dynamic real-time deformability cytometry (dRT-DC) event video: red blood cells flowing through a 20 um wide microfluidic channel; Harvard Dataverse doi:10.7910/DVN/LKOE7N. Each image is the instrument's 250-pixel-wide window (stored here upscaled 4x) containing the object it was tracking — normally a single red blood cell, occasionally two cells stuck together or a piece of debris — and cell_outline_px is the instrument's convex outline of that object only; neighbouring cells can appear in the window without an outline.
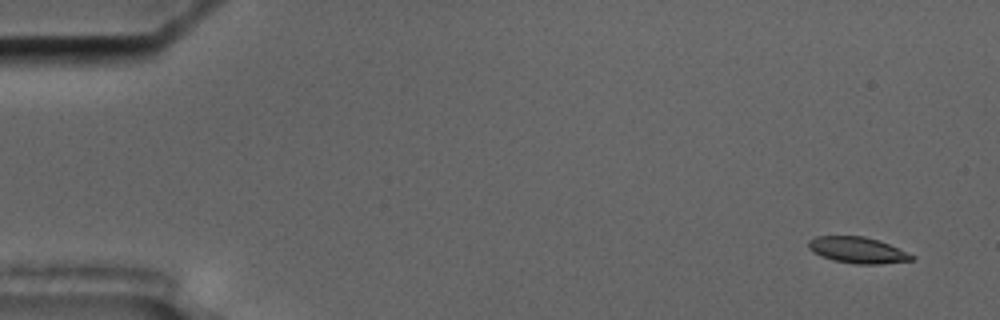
{"species": "common noctule bat (a hibernating species)", "species_latin": "Nyctalus noctula", "temperature_condition": "cold", "stored_images_in_passage": 15, "camera_frame_rate_fps": 3000, "um_per_image_px": 0.085, "animal": {"sex": "male", "body_mass_g": 17.5, "forearm_length_mm": 52.3}, "frame": {"image": 1, "passage_image": 1, "time_ms": 0.0, "image_size_px": [1000, 320], "cell_outline_px": [[916, 256], [912, 260], [880, 264], [856, 264], [832, 260], [820, 256], [808, 248], [808, 240], [816, 236], [864, 236], [888, 244]], "centroid_in_image_um": [72.86, 21.26], "position_along_channel_um": 12.1, "area_um2": 15.66}}
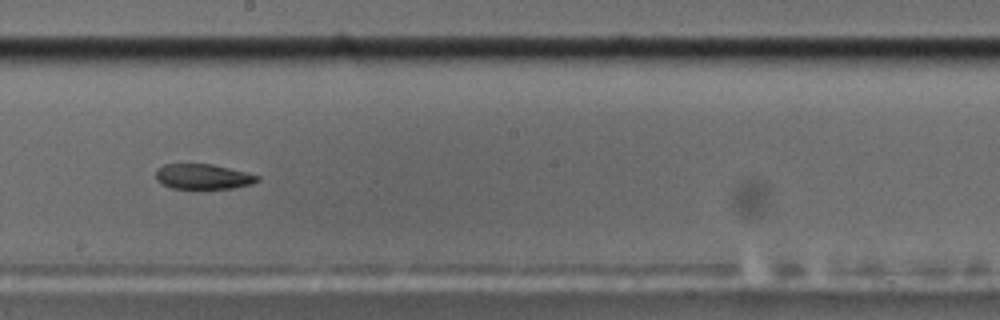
{"frame": {"image": 2, "passage_image": 9, "time_ms": 10.0, "image_size_px": [1000, 320], "cell_outline_px": [[260, 180], [252, 184], [232, 188], [200, 192], [172, 188], [156, 180], [156, 168], [164, 164], [212, 164], [260, 176]], "centroid_in_image_um": [17.24, 15.06], "position_along_channel_um": 231.0, "area_um2": 15.61}}
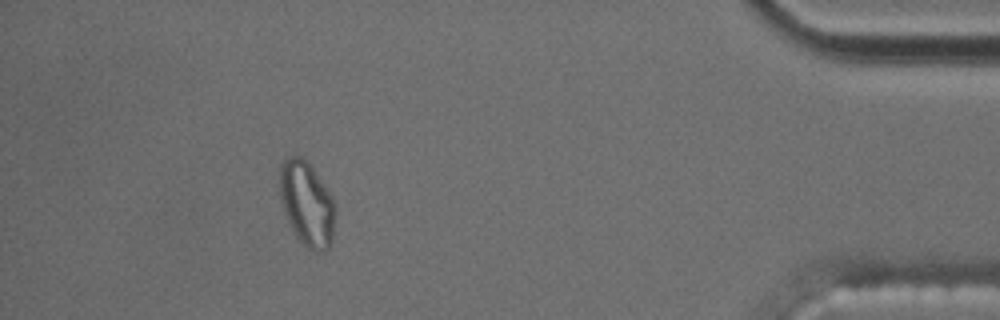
{"frame": {"image": 3, "passage_image": 14, "time_ms": 16.667, "image_size_px": [1000, 320], "cell_outline_px": [[336, 208], [332, 240], [328, 248], [324, 252], [316, 252], [308, 248], [296, 236], [284, 212], [280, 200], [280, 164], [288, 156], [300, 156], [312, 168], [332, 196], [336, 204]], "centroid_in_image_um": [26.09, 17.33], "position_along_channel_um": 409.1, "area_um2": 27.22}}